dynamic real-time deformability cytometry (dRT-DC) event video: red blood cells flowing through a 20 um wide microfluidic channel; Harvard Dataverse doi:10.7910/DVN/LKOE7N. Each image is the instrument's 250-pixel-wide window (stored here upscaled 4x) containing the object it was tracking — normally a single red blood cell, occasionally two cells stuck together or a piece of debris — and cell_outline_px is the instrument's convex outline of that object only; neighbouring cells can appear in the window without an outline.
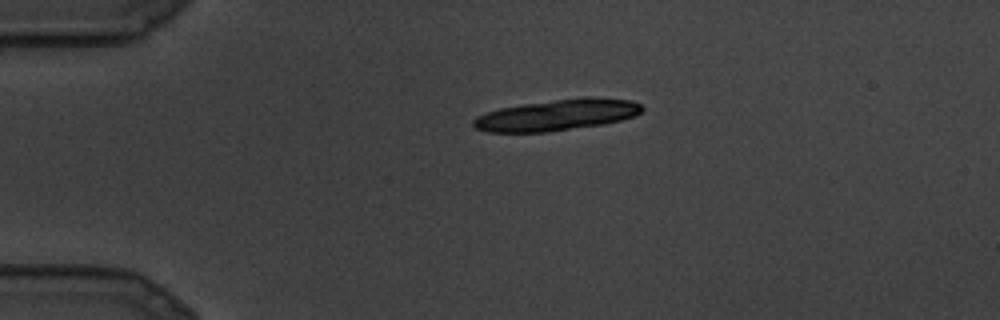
{"species": "common noctule bat (a hibernating species)", "species_latin": "Nyctalus noctula", "temperature_condition": "cold", "stored_images_in_passage": 18, "camera_frame_rate_fps": 3000, "um_per_image_px": 0.085, "animal": {"sex": "male", "body_mass_g": 19.5, "forearm_length_mm": 54.6}, "frame": {"image": 1, "passage_image": 1, "time_ms": 0.0, "image_size_px": [1000, 320], "cell_outline_px": [[644, 108], [636, 116], [604, 124], [548, 132], [488, 132], [476, 128], [472, 124], [472, 120], [476, 116], [500, 108], [524, 104], [584, 96], [592, 96], [632, 100], [640, 104]], "centroid_in_image_um": [47.38, 9.77], "position_along_channel_um": 37.6, "area_um2": 30.75}}